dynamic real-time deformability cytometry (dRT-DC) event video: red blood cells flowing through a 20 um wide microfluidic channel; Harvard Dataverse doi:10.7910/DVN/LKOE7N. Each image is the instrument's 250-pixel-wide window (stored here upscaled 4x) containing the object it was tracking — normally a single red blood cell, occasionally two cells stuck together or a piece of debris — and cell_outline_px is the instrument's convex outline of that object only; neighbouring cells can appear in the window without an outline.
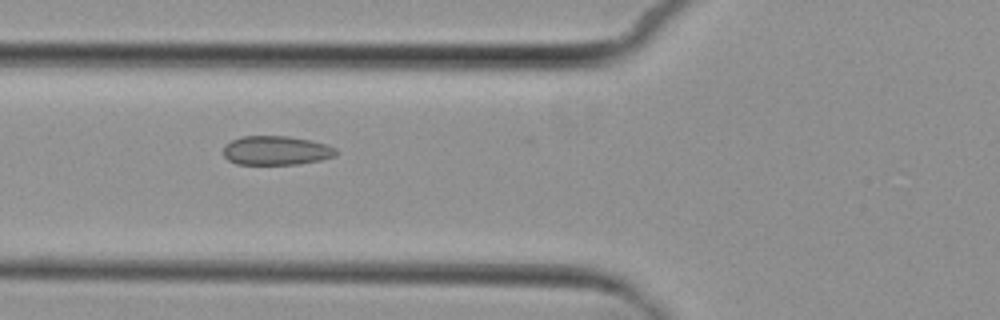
{"species": "common noctule bat (a hibernating species)", "species_latin": "Nyctalus noctula", "temperature_condition": "cold", "stored_images_in_passage": 10, "camera_frame_rate_fps": 3000, "um_per_image_px": 0.085, "animal": {"sex": "female", "body_mass_g": 29.2, "forearm_length_mm": 56.3}, "frame": {"image": 1, "passage_image": 6, "time_ms": 7.333, "image_size_px": [1000, 320], "cell_outline_px": [[340, 152], [336, 156], [320, 160], [300, 164], [236, 164], [228, 160], [224, 156], [224, 144], [240, 136], [288, 136], [312, 140], [328, 144], [336, 148]], "centroid_in_image_um": [23.51, 12.79], "position_along_channel_um": 102.3, "area_um2": 19.42}}
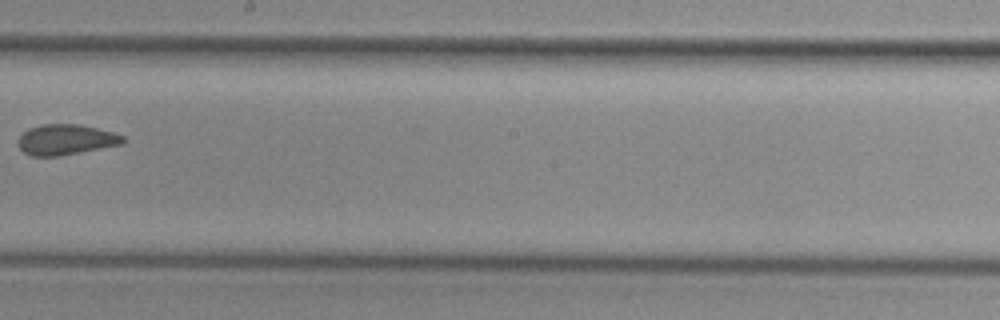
{"frame": {"image": 2, "passage_image": 9, "time_ms": 11.0, "image_size_px": [1000, 320], "cell_outline_px": [[128, 140], [124, 144], [60, 156], [32, 156], [24, 152], [20, 148], [16, 140], [28, 128], [40, 124], [80, 124], [112, 132], [124, 136]], "centroid_in_image_um": [5.61, 11.87], "position_along_channel_um": 242.6, "area_um2": 18.84}}
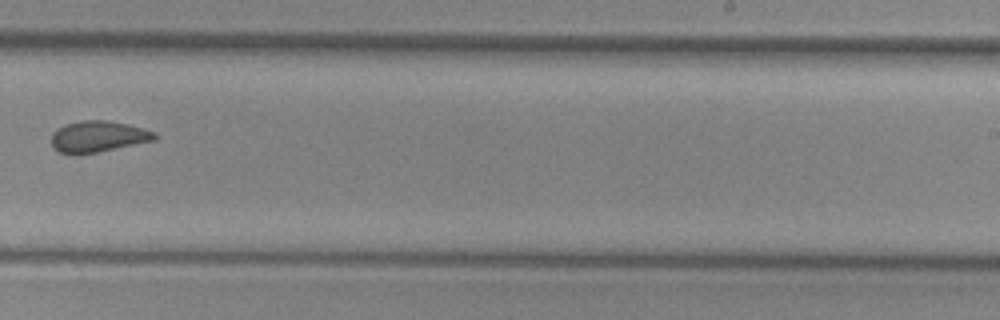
{"frame": {"image": 3, "passage_image": 10, "time_ms": 12.0, "image_size_px": [1000, 320], "cell_outline_px": [[160, 136], [156, 140], [96, 152], [72, 156], [60, 152], [52, 148], [52, 132], [68, 124], [80, 120], [104, 120], [128, 124], [144, 128], [156, 132]], "centroid_in_image_um": [8.36, 11.62], "position_along_channel_um": 280.6, "area_um2": 18.96}}